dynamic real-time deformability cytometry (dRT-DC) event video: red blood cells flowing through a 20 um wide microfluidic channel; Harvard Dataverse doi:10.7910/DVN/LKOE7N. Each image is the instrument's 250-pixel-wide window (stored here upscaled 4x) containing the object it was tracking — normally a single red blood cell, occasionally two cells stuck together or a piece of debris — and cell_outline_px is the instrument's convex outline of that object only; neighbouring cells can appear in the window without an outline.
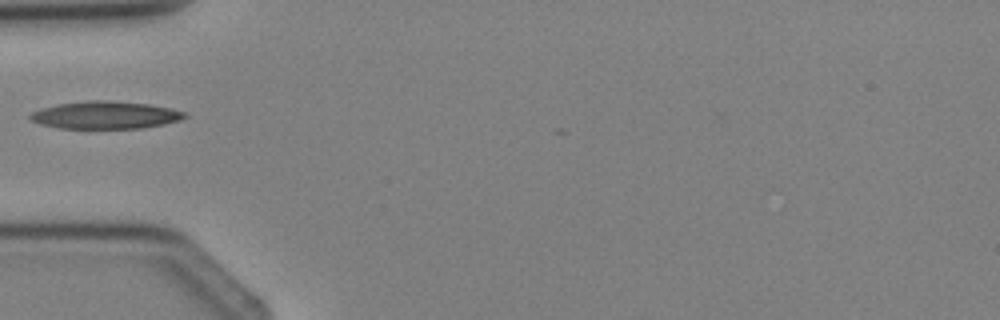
{"species": "Egyptian fruit bat (a non-hibernating species)", "species_latin": "Rousettus aegyptiacus", "temperature_condition": "cold", "stored_images_in_passage": 4, "camera_frame_rate_fps": 3000, "um_per_image_px": 0.085, "animal": {"sex": "female"}, "frame": {"image": 1, "passage_image": 4, "time_ms": 3.667, "image_size_px": [1000, 320], "cell_outline_px": [[188, 116], [180, 120], [164, 124], [144, 128], [60, 128], [40, 124], [32, 120], [28, 116], [32, 112], [40, 108], [56, 104], [88, 100], [108, 100], [148, 104], [188, 112]], "centroid_in_image_um": [8.96, 9.77], "position_along_channel_um": 76.0, "area_um2": 24.85}}